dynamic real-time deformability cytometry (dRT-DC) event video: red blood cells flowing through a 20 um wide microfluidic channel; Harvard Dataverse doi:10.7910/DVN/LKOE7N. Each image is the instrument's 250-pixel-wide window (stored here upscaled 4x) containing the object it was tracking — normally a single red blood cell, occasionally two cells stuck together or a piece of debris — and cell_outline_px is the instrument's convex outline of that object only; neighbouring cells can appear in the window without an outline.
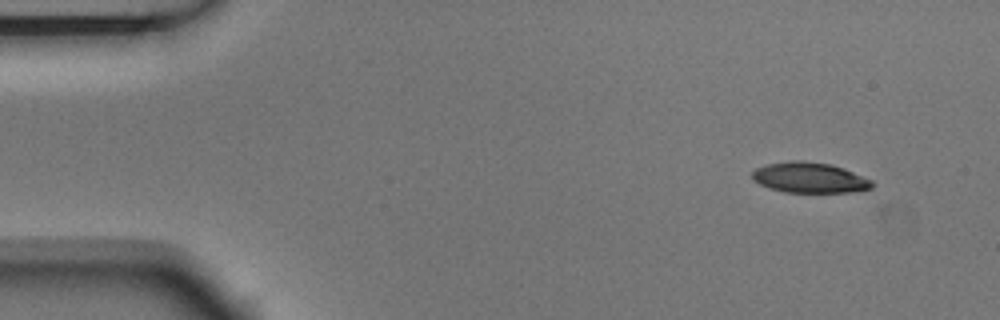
{"species": "Egyptian fruit bat (a non-hibernating species)", "species_latin": "Rousettus aegyptiacus", "temperature_condition": "room temperature", "stored_images_in_passage": 4, "camera_frame_rate_fps": 3000, "um_per_image_px": 0.085, "animal": {"sex": "male"}, "frame": {"image": 1, "passage_image": 1, "time_ms": 0.0, "image_size_px": [1000, 320], "cell_outline_px": [[876, 184], [872, 188], [852, 192], [784, 192], [768, 188], [752, 180], [752, 172], [756, 168], [768, 164], [788, 160], [800, 160], [832, 164], [844, 168], [872, 180]], "centroid_in_image_um": [68.82, 15.1], "position_along_channel_um": 16.2, "area_um2": 21.5}}